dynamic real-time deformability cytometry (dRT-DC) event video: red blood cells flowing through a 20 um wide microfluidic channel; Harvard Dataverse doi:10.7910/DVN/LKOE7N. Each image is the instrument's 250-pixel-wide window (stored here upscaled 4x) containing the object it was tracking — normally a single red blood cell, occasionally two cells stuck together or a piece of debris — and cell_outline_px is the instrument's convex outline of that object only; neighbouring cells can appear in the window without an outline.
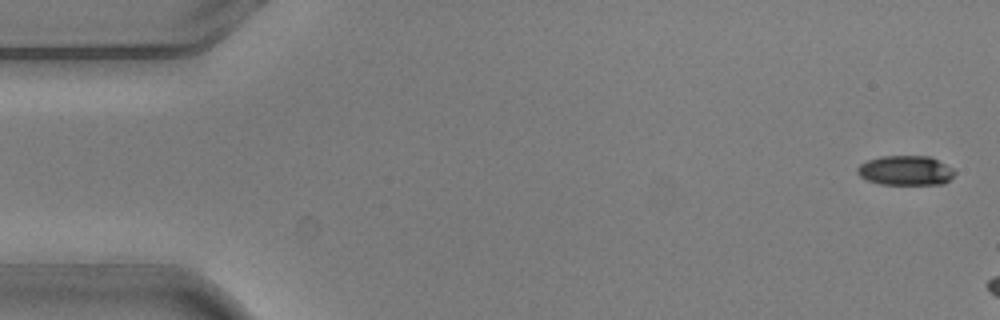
{"species": "common noctule bat (a hibernating species)", "species_latin": "Nyctalus noctula", "temperature_condition": "warm", "stored_images_in_passage": 3, "camera_frame_rate_fps": 3000, "um_per_image_px": 0.085, "animal": {"sex": "male", "body_mass_g": 20.5, "forearm_length_mm": 52.5}, "frame": {"image": 1, "passage_image": 1, "time_ms": 0.0, "image_size_px": [1000, 320], "cell_outline_px": [[956, 172], [944, 184], [880, 184], [868, 180], [860, 176], [856, 172], [856, 168], [860, 164], [868, 160], [880, 156], [928, 156], [952, 168]], "centroid_in_image_um": [76.94, 14.49], "position_along_channel_um": 8.1, "area_um2": 16.65}}